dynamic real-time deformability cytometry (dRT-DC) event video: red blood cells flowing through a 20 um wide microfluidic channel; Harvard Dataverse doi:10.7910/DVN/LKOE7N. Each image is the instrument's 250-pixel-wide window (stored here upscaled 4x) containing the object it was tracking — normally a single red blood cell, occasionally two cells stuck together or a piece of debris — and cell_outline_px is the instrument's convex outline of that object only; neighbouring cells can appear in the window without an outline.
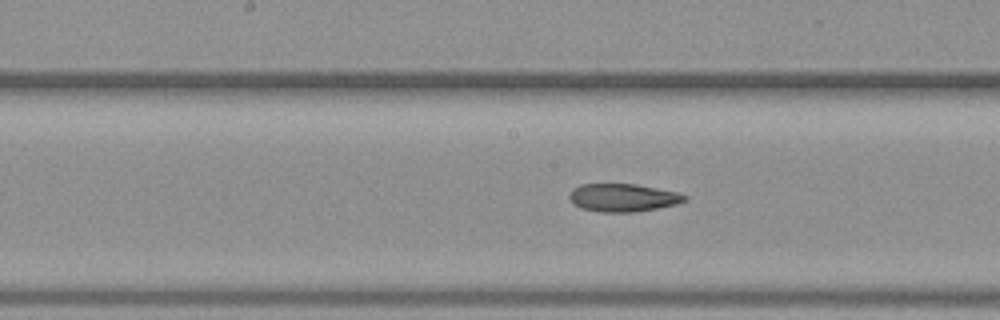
{"species": "common noctule bat (a hibernating species)", "species_latin": "Nyctalus noctula", "temperature_condition": "warm", "stored_images_in_passage": 29, "camera_frame_rate_fps": 3000, "um_per_image_px": 0.085, "animal": {"sex": "female", "body_mass_g": 19.3, "forearm_length_mm": 54.1}, "frame": {"image": 1, "passage_image": 13, "time_ms": 4.0, "image_size_px": [1000, 320], "cell_outline_px": [[688, 200], [676, 204], [636, 212], [596, 212], [580, 208], [572, 204], [568, 196], [572, 188], [580, 184], [636, 184], [680, 192], [688, 196]], "centroid_in_image_um": [52.94, 16.8], "position_along_channel_um": 195.3, "area_um2": 19.13}}
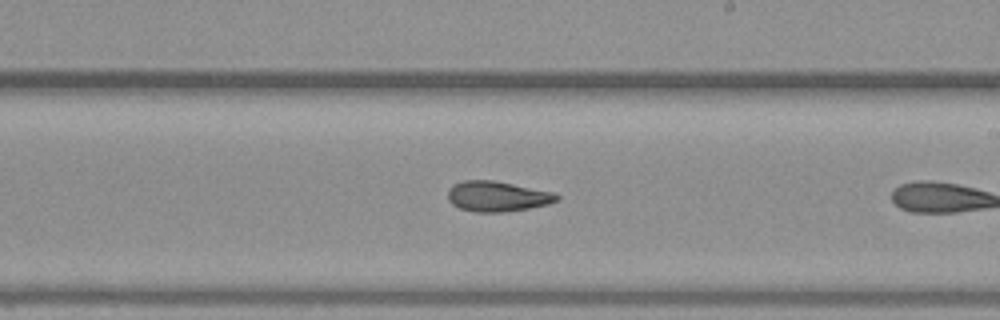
{"frame": {"image": 2, "passage_image": 17, "time_ms": 5.333, "image_size_px": [1000, 320], "cell_outline_px": [[560, 200], [548, 204], [528, 208], [500, 212], [476, 212], [460, 208], [452, 204], [448, 200], [448, 188], [452, 184], [464, 180], [492, 180], [556, 192], [560, 196]], "centroid_in_image_um": [42.28, 16.68], "position_along_channel_um": 246.7, "area_um2": 19.36}}